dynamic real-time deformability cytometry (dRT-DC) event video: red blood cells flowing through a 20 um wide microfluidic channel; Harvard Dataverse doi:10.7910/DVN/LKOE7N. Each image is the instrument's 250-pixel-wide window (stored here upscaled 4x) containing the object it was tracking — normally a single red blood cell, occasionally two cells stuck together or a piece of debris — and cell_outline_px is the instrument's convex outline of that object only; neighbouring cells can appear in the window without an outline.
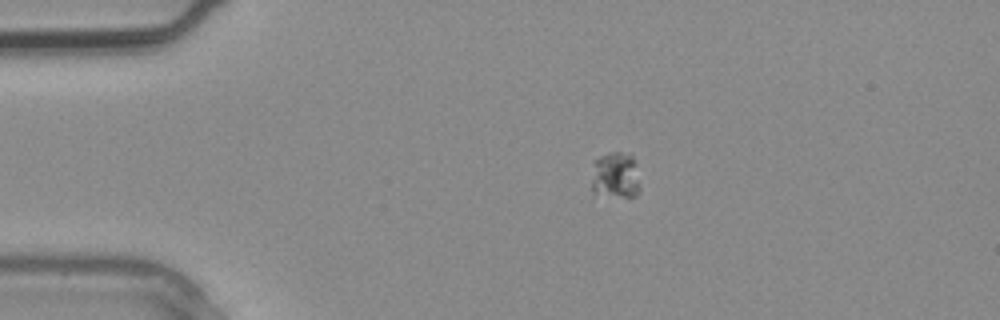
{"species": "common noctule bat (a hibernating species)", "species_latin": "Nyctalus noctula", "temperature_condition": "warm", "stored_images_in_passage": 2, "camera_frame_rate_fps": 3000, "um_per_image_px": 0.085, "animal": {"sex": "male", "body_mass_g": 20.4}, "frame": {"image": 1, "passage_image": 1, "time_ms": 0.0, "image_size_px": [1000, 320], "cell_outline_px": [[640, 192], [636, 196], [620, 196], [592, 192], [592, 160], [608, 152], [620, 152], [632, 156], [640, 188]], "centroid_in_image_um": [52.27, 14.88], "position_along_channel_um": 32.7, "area_um2": 13.01}}